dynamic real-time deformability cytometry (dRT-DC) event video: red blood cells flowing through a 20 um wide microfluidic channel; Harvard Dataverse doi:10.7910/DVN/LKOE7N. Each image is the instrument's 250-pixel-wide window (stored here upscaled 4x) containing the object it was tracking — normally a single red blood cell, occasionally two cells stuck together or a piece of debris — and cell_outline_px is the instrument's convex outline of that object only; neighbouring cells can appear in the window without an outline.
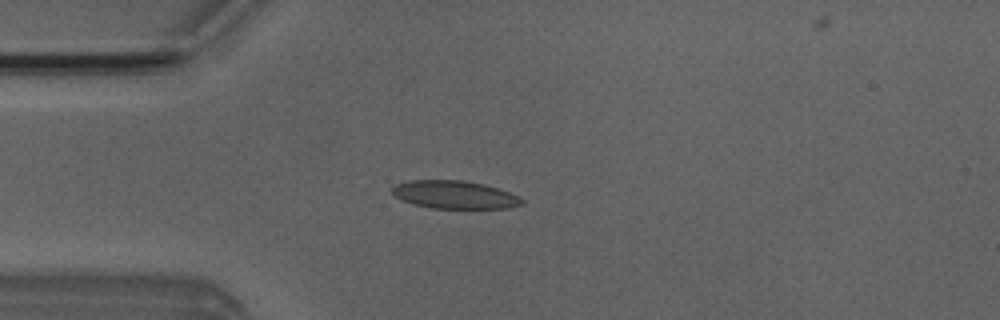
{"species": "Egyptian fruit bat (a non-hibernating species)", "species_latin": "Rousettus aegyptiacus", "temperature_condition": "room temperature", "stored_images_in_passage": 4, "camera_frame_rate_fps": 3000, "um_per_image_px": 0.085, "animal": {"sex": "male"}, "frame": {"image": 1, "passage_image": 4, "time_ms": 3.333, "image_size_px": [1000, 320], "cell_outline_px": [[524, 204], [508, 208], [432, 208], [412, 204], [396, 196], [392, 192], [392, 188], [396, 184], [408, 180], [464, 180], [484, 184], [508, 192], [524, 200]], "centroid_in_image_um": [38.63, 16.55], "position_along_channel_um": 46.4, "area_um2": 20.98}}